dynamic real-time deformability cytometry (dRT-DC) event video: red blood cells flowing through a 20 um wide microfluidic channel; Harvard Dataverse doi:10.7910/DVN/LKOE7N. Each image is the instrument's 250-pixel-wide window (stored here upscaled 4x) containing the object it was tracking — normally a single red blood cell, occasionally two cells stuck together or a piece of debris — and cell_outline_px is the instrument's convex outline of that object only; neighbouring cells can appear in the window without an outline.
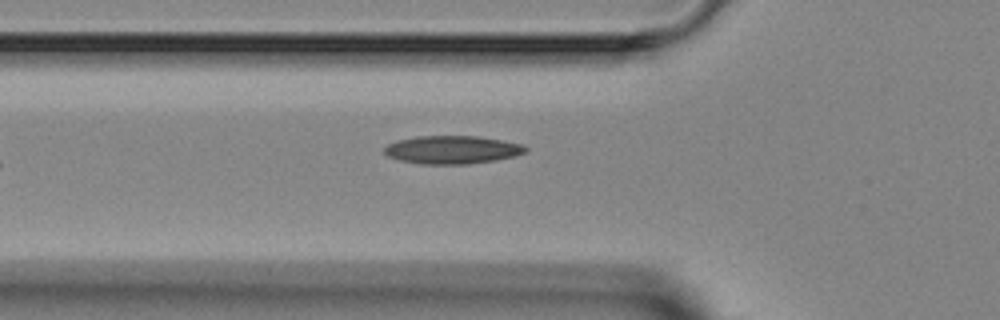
{"species": "Egyptian fruit bat (a non-hibernating species)", "species_latin": "Rousettus aegyptiacus", "temperature_condition": "room temperature", "stored_images_in_passage": 3, "camera_frame_rate_fps": 3000, "um_per_image_px": 0.085, "animal": {"sex": "female"}, "frame": {"image": 1, "passage_image": 3, "time_ms": 2.333, "image_size_px": [1000, 320], "cell_outline_px": [[528, 152], [516, 156], [496, 160], [468, 164], [420, 164], [400, 160], [388, 156], [384, 152], [384, 148], [388, 144], [396, 140], [416, 136], [480, 136], [524, 144], [528, 148]], "centroid_in_image_um": [38.48, 12.72], "position_along_channel_um": 87.3, "area_um2": 23.41}}